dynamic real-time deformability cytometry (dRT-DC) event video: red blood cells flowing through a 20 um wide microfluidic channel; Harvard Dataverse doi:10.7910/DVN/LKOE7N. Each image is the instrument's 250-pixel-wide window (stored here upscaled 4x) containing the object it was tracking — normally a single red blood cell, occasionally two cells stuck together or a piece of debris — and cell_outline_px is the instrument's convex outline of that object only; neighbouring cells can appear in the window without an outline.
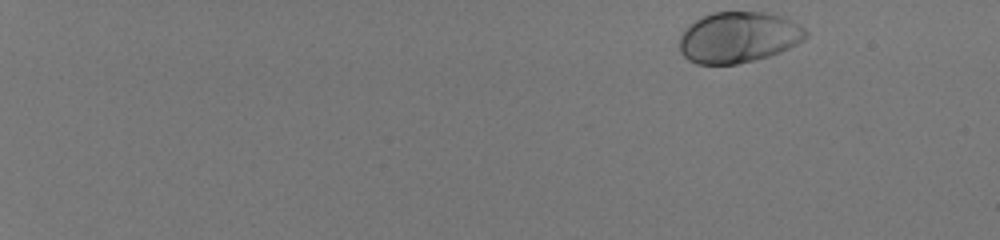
{"species": "human", "species_latin": "Homo sapiens", "temperature_condition": "room temperature", "stored_images_in_passage": 49, "camera_frame_rate_fps": 3000, "um_per_image_px": 0.085, "donor": {"sex": "male"}, "frame": {"image": 1, "passage_image": 1, "time_ms": 0.0, "image_size_px": [1000, 240], "cell_outline_px": [[808, 36], [804, 40], [780, 52], [768, 56], [736, 64], [696, 64], [688, 60], [680, 52], [680, 36], [684, 28], [700, 16], [712, 12], [768, 12], [784, 16], [800, 24], [808, 32]], "centroid_in_image_um": [62.77, 3.15], "position_along_channel_um": 22.2, "area_um2": 37.86}}
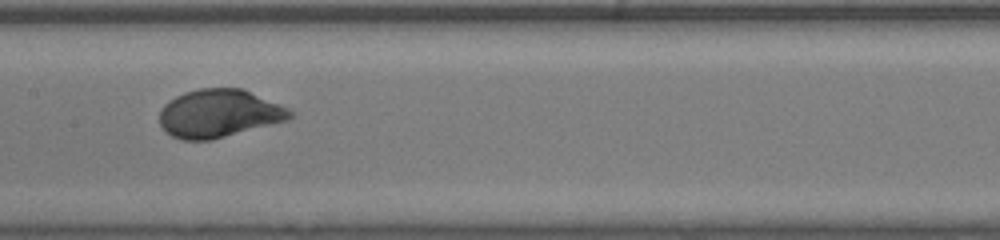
{"frame": {"image": 2, "passage_image": 28, "time_ms": 9.0, "image_size_px": [1000, 240], "cell_outline_px": [[296, 116], [288, 120], [212, 140], [184, 140], [172, 136], [160, 124], [160, 108], [168, 100], [184, 92], [200, 88], [244, 88], [288, 108], [296, 112]], "centroid_in_image_um": [18.65, 9.63], "position_along_channel_um": 188.8, "area_um2": 36.76}}
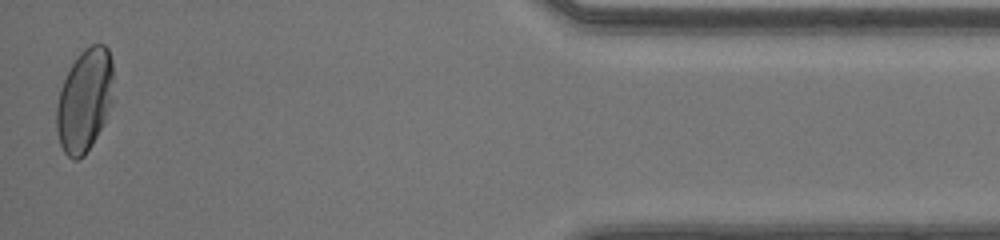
{"frame": {"image": 3, "passage_image": 49, "time_ms": 16.0, "image_size_px": [1000, 240], "cell_outline_px": [[112, 104], [92, 144], [84, 156], [76, 160], [72, 160], [64, 152], [60, 144], [56, 128], [56, 104], [60, 88], [72, 64], [80, 52], [84, 48], [92, 44], [104, 44], [108, 48], [112, 60]], "centroid_in_image_um": [7.17, 8.52], "position_along_channel_um": 428.0, "area_um2": 34.04}, "authors_computed_cell_mechanics": {"area_um2": 36.0094, "velocity_mm_per_s": 4.1019, "shape_relaxation_time_tau1_ms": 1.9983, "shape_relaxation_time_tau2_ms": null, "deformation_change_tau1": 0.142, "deformation_change_tau2": null}}